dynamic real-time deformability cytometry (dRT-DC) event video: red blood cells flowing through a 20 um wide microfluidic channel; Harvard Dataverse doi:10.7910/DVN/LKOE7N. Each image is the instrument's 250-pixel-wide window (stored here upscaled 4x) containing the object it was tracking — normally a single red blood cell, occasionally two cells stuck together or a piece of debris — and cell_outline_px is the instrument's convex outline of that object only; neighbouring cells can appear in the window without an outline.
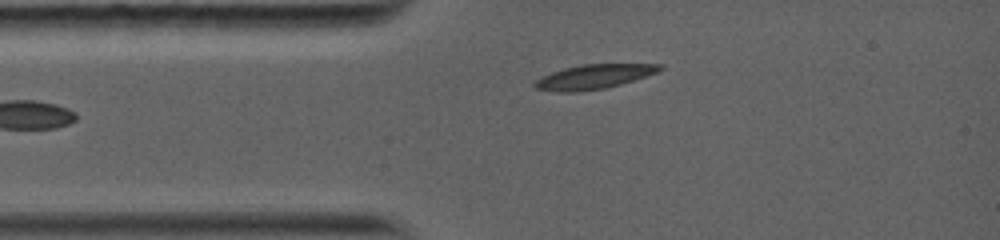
{"species": "common noctule bat (a hibernating species)", "species_latin": "Nyctalus noctula", "temperature_condition": "warm", "stored_images_in_passage": 47, "segment_of_instrument_passage": [1, 2], "camera_frame_rate_fps": 5000, "um_per_image_px": 0.085, "animal": {"sex": "female", "body_mass_g": 19.0, "forearm_length_mm": 56.7}, "frame": {"image": 1, "passage_image": 1, "time_ms": 0.0, "image_size_px": [1000, 240], "cell_outline_px": [[664, 68], [656, 72], [620, 84], [604, 88], [580, 92], [560, 92], [536, 88], [532, 84], [536, 80], [552, 72], [564, 68], [580, 64], [660, 64]], "centroid_in_image_um": [50.44, 6.52], "position_along_channel_um": 34.6, "area_um2": 17.51}}
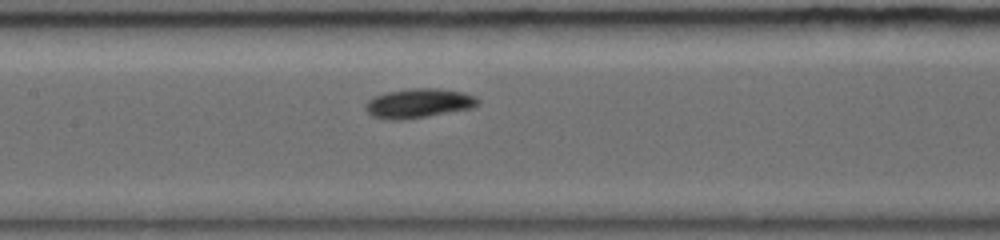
{"frame": {"image": 2, "passage_image": 15, "time_ms": 3.6, "image_size_px": [1000, 240], "cell_outline_px": [[480, 104], [472, 108], [428, 116], [400, 120], [388, 120], [372, 116], [364, 108], [368, 100], [372, 96], [388, 92], [416, 88], [440, 88], [464, 92], [476, 96], [480, 100]], "centroid_in_image_um": [35.61, 8.77], "position_along_channel_um": 171.8, "area_um2": 19.36}}
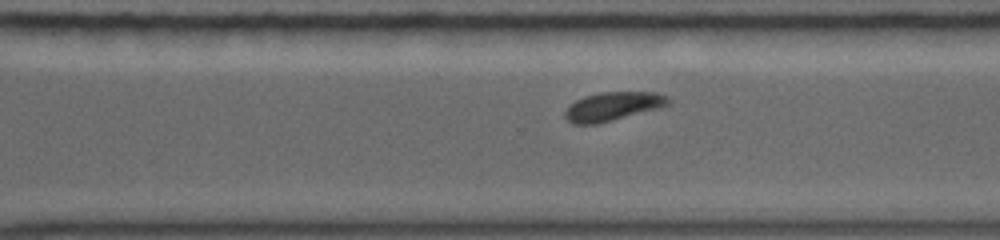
{"frame": {"image": 3, "passage_image": 29, "time_ms": 7.2, "image_size_px": [1000, 240], "cell_outline_px": [[672, 100], [668, 104], [660, 108], [596, 124], [572, 124], [564, 116], [564, 112], [576, 100], [584, 96], [600, 92], [656, 92], [668, 96]], "centroid_in_image_um": [52.12, 9.03], "position_along_channel_um": 318.5, "area_um2": 17.22}}